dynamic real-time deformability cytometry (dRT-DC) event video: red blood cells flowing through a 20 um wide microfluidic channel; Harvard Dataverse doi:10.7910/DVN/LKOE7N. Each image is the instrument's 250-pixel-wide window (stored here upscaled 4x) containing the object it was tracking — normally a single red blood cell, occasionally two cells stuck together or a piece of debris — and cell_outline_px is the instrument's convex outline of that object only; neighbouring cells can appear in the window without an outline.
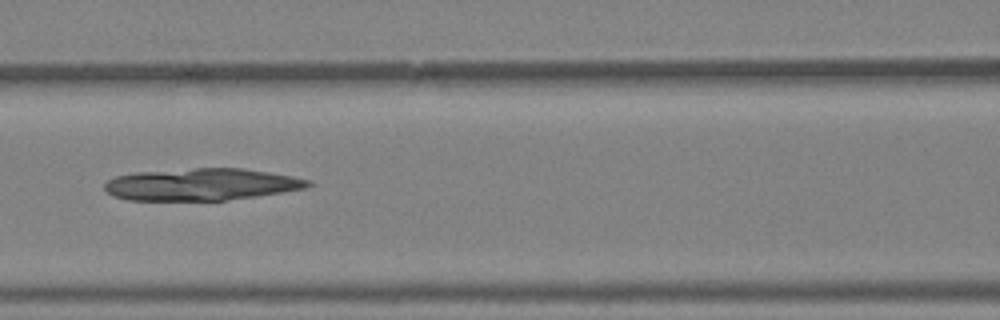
{"species": "Egyptian fruit bat (a non-hibernating species)", "species_latin": "Rousettus aegyptiacus", "temperature_condition": "warm", "stored_images_in_passage": 37, "camera_frame_rate_fps": 3000, "um_per_image_px": 0.085, "animal": {"sex": "female"}, "frame": {"image": 1, "passage_image": 17, "time_ms": 5.333, "image_size_px": [1000, 320], "cell_outline_px": [[312, 184], [304, 188], [256, 196], [224, 200], [128, 200], [112, 196], [104, 188], [104, 184], [108, 180], [116, 176], [136, 172], [196, 168], [244, 168], [292, 176], [312, 180]], "centroid_in_image_um": [17.1, 15.67], "position_along_channel_um": 149.5, "area_um2": 37.8}}
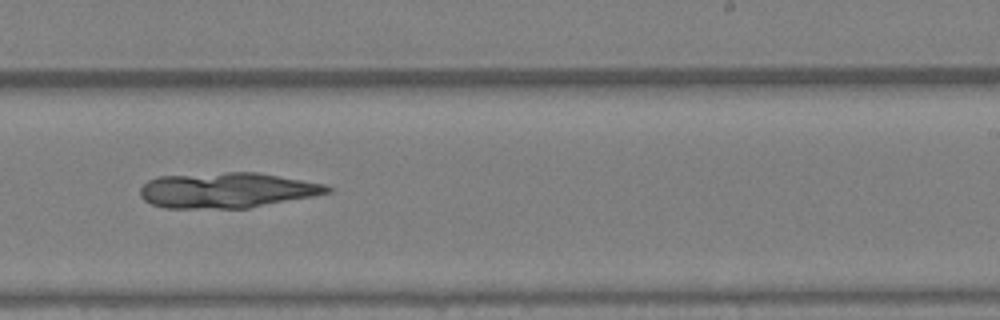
{"frame": {"image": 2, "passage_image": 24, "time_ms": 7.667, "image_size_px": [1000, 320], "cell_outline_px": [[336, 188], [332, 192], [312, 196], [248, 208], [164, 208], [152, 204], [144, 200], [140, 196], [140, 188], [148, 180], [156, 176], [228, 172], [256, 172], [324, 184]], "centroid_in_image_um": [19.27, 16.17], "position_along_channel_um": 269.7, "area_um2": 38.61}}
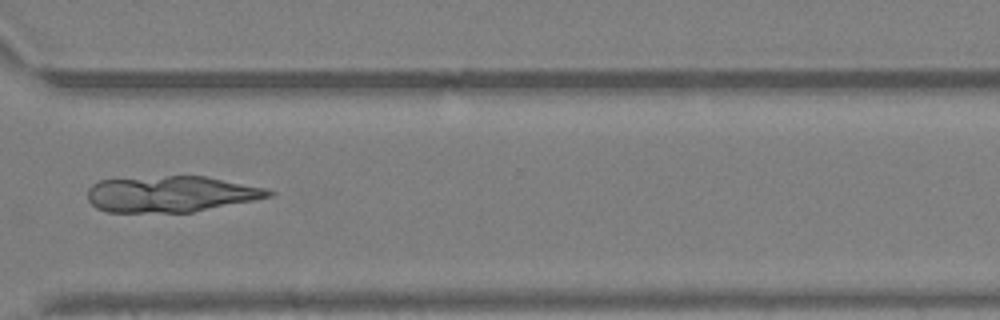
{"frame": {"image": 3, "passage_image": 29, "time_ms": 9.333, "image_size_px": [1000, 320], "cell_outline_px": [[276, 192], [272, 196], [192, 212], [108, 212], [96, 208], [88, 200], [88, 188], [92, 184], [100, 180], [168, 176], [208, 176], [268, 188]], "centroid_in_image_um": [14.55, 16.49], "position_along_channel_um": 356.1, "area_um2": 38.09}}